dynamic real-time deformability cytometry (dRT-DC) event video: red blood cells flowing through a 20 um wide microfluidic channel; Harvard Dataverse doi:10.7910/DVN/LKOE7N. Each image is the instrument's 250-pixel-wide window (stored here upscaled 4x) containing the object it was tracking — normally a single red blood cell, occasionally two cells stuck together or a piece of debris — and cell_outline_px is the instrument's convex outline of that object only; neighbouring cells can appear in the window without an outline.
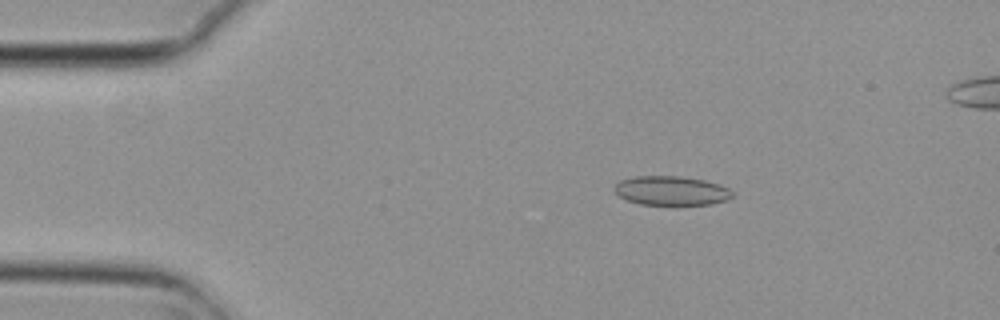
{"species": "common noctule bat (a hibernating species)", "species_latin": "Nyctalus noctula", "temperature_condition": "cold", "stored_images_in_passage": 4, "camera_frame_rate_fps": 3000, "um_per_image_px": 0.085, "animal": {"sex": "female", "body_mass_g": 29.2, "forearm_length_mm": 56.3}, "frame": {"image": 1, "passage_image": 1, "time_ms": 0.0, "image_size_px": [1000, 320], "cell_outline_px": [[736, 196], [728, 200], [712, 204], [672, 208], [640, 204], [628, 200], [620, 196], [612, 188], [620, 180], [636, 176], [680, 176], [704, 180], [720, 184], [728, 188]], "centroid_in_image_um": [57.11, 16.26], "position_along_channel_um": 27.9, "area_um2": 21.1}}